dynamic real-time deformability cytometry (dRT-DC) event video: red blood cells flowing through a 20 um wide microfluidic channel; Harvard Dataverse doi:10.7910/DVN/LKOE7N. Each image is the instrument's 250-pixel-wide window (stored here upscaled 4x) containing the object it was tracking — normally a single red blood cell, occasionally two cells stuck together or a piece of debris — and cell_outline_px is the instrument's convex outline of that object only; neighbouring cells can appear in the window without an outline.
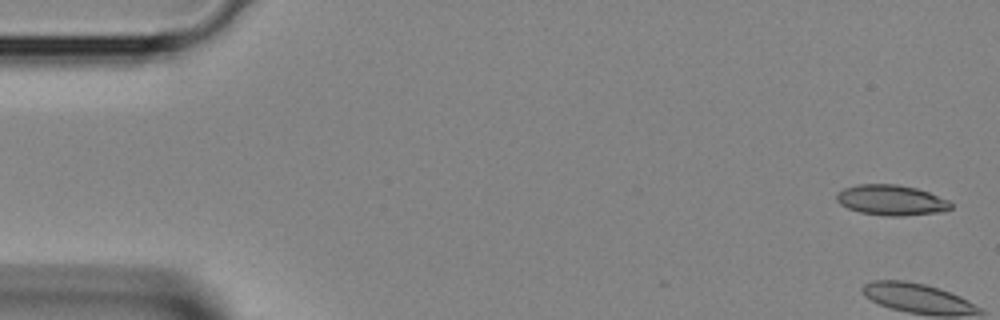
{"species": "Egyptian fruit bat (a non-hibernating species)", "species_latin": "Rousettus aegyptiacus", "temperature_condition": "room temperature", "stored_images_in_passage": 12, "camera_frame_rate_fps": 3000, "um_per_image_px": 0.085, "animal": {"sex": "female"}, "frame": {"image": 1, "passage_image": 1, "time_ms": 0.0, "image_size_px": [1000, 320], "cell_outline_px": [[952, 208], [936, 212], [900, 216], [888, 216], [860, 212], [848, 208], [840, 204], [836, 200], [836, 196], [844, 188], [856, 184], [896, 184], [916, 188], [928, 192], [948, 200], [952, 204]], "centroid_in_image_um": [75.73, 17.0], "position_along_channel_um": 9.3, "area_um2": 20.0}}